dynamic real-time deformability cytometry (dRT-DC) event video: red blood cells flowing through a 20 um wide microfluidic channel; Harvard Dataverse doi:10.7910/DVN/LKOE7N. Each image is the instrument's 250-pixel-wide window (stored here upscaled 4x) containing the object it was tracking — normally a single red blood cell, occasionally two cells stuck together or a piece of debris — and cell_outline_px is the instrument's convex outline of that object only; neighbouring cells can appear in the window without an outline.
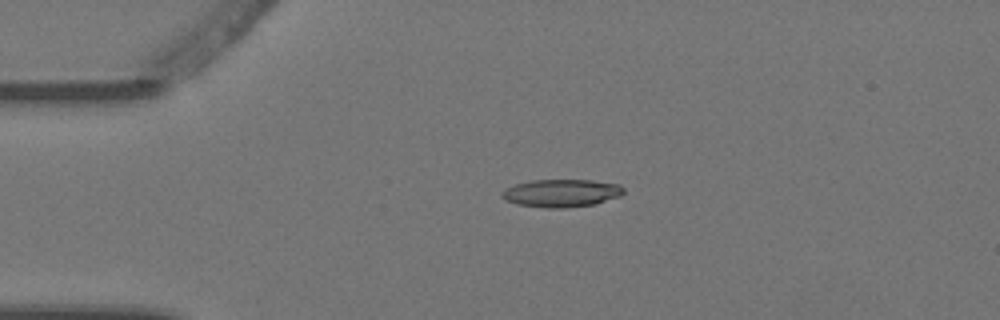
{"species": "Egyptian fruit bat (a non-hibernating species)", "species_latin": "Rousettus aegyptiacus", "temperature_condition": "warm", "stored_images_in_passage": 2, "camera_frame_rate_fps": 3000, "um_per_image_px": 0.085, "animal": {"sex": "female"}, "frame": {"image": 1, "passage_image": 1, "time_ms": 0.0, "image_size_px": [1000, 320], "cell_outline_px": [[624, 192], [620, 196], [596, 204], [564, 208], [544, 208], [516, 204], [504, 200], [500, 196], [508, 188], [516, 184], [532, 180], [592, 180], [620, 184], [624, 188]], "centroid_in_image_um": [47.75, 16.42], "position_along_channel_um": 37.3, "area_um2": 19.77}}